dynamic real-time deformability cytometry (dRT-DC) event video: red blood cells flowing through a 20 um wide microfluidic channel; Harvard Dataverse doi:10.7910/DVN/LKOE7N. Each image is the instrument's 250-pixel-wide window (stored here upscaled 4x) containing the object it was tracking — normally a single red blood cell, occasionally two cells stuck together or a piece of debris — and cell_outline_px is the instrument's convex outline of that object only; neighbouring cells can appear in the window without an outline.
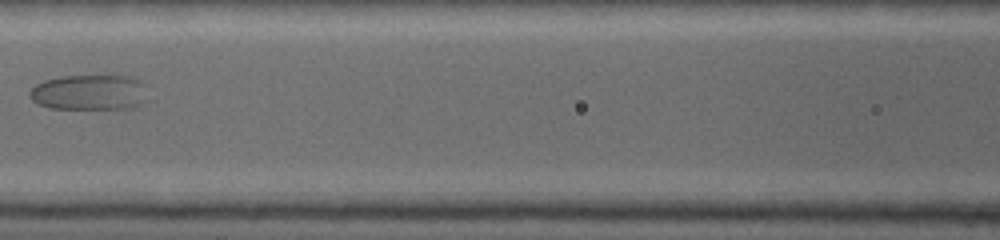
{"species": "common noctule bat (a hibernating species)", "species_latin": "Nyctalus noctula", "temperature_condition": "warm", "stored_images_in_passage": 46, "camera_frame_rate_fps": 5000, "um_per_image_px": 0.085, "animal": {"sex": "female", "body_mass_g": 19.0, "forearm_length_mm": 53.3}, "frame": {"image": 1, "passage_image": 13, "time_ms": 2.8, "image_size_px": [1000, 240], "cell_outline_px": [[148, 100], [140, 104], [124, 108], [48, 108], [36, 104], [28, 96], [28, 92], [36, 84], [44, 80], [60, 76], [132, 76], [140, 80], [144, 84]], "centroid_in_image_um": [7.57, 7.84], "position_along_channel_um": 159.0, "area_um2": 24.51}}
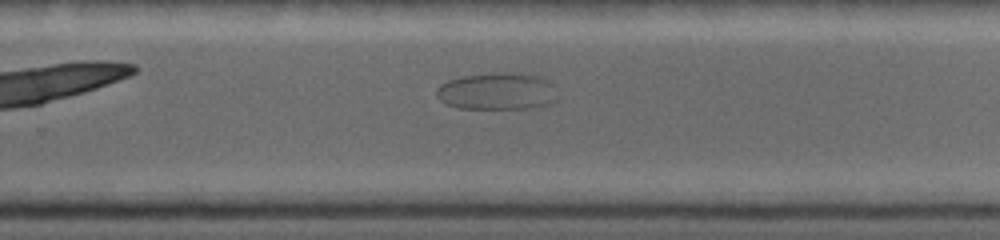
{"frame": {"image": 2, "passage_image": 26, "time_ms": 5.6, "image_size_px": [1000, 240], "cell_outline_px": [[556, 100], [548, 104], [528, 108], [456, 108], [444, 104], [436, 96], [436, 88], [440, 84], [448, 80], [464, 76], [500, 72], [512, 72], [540, 76], [548, 84]], "centroid_in_image_um": [42.14, 7.76], "position_along_channel_um": 287.7, "area_um2": 25.72}}
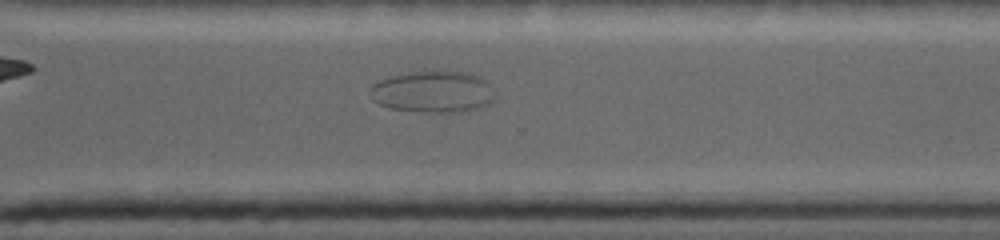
{"frame": {"image": 3, "passage_image": 31, "time_ms": 6.6, "image_size_px": [1000, 240], "cell_outline_px": [[492, 100], [488, 104], [468, 112], [440, 112], [388, 108], [372, 100], [372, 84], [388, 76], [424, 68], [440, 68], [468, 72], [484, 80], [488, 84]], "centroid_in_image_um": [36.76, 7.74], "position_along_channel_um": 333.8, "area_um2": 30.75}}